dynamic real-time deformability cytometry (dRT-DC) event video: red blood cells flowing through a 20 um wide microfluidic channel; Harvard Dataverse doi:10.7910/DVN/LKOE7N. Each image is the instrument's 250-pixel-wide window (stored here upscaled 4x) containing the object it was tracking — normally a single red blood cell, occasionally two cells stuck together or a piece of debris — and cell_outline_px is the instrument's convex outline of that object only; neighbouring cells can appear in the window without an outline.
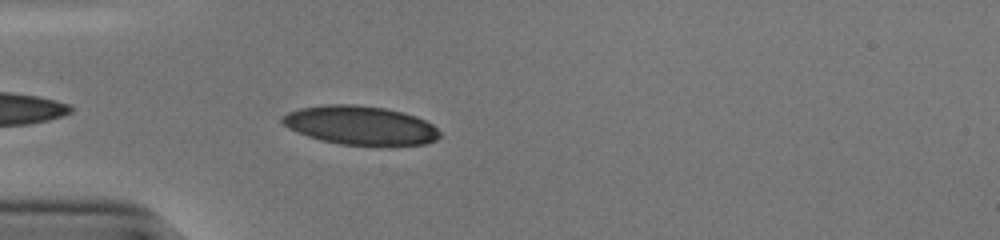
{"species": "human", "species_latin": "Homo sapiens", "temperature_condition": "cold", "stored_images_in_passage": 20, "camera_frame_rate_fps": 3000, "um_per_image_px": 0.085, "donor": {"sex": "male"}, "frame": {"image": 1, "passage_image": 3, "time_ms": 0.667, "image_size_px": [1000, 240], "cell_outline_px": [[440, 136], [436, 140], [424, 144], [388, 148], [340, 144], [308, 136], [288, 128], [280, 120], [280, 116], [288, 112], [300, 108], [328, 104], [356, 104], [384, 108], [416, 116], [432, 124], [440, 132]], "centroid_in_image_um": [30.67, 10.69], "position_along_channel_um": 54.3, "area_um2": 36.3}}
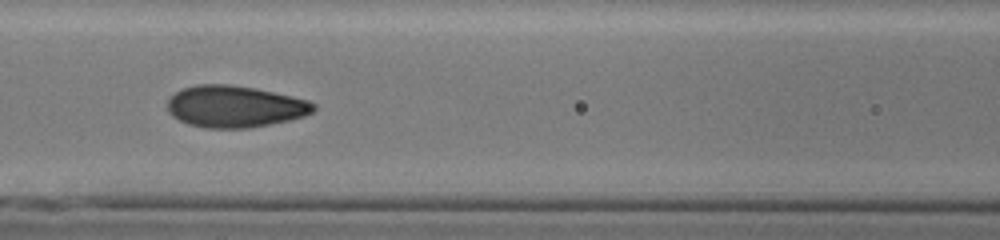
{"frame": {"image": 2, "passage_image": 11, "time_ms": 3.333, "image_size_px": [1000, 240], "cell_outline_px": [[316, 108], [312, 112], [304, 116], [288, 120], [248, 128], [204, 128], [188, 124], [172, 116], [168, 112], [168, 100], [180, 88], [196, 84], [228, 84], [256, 88], [292, 96], [308, 100], [316, 104]], "centroid_in_image_um": [19.94, 9.04], "position_along_channel_um": 146.7, "area_um2": 35.6}}
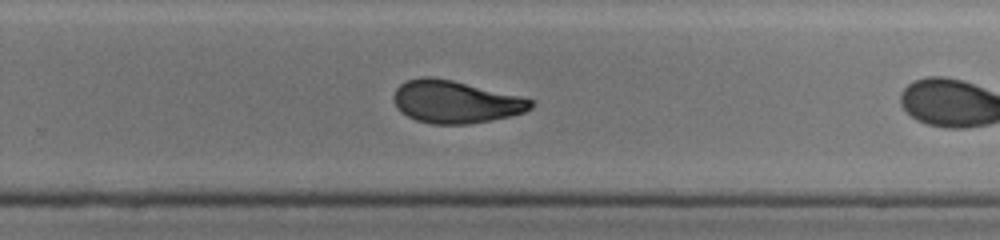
{"frame": {"image": 3, "passage_image": 19, "time_ms": 6.0, "image_size_px": [1000, 240], "cell_outline_px": [[536, 104], [532, 108], [524, 112], [512, 116], [492, 120], [468, 124], [432, 124], [416, 120], [400, 112], [396, 108], [392, 96], [396, 88], [400, 84], [408, 80], [420, 76], [432, 76], [452, 80], [520, 96], [532, 100]], "centroid_in_image_um": [38.69, 8.65], "position_along_channel_um": 291.1, "area_um2": 34.22}}